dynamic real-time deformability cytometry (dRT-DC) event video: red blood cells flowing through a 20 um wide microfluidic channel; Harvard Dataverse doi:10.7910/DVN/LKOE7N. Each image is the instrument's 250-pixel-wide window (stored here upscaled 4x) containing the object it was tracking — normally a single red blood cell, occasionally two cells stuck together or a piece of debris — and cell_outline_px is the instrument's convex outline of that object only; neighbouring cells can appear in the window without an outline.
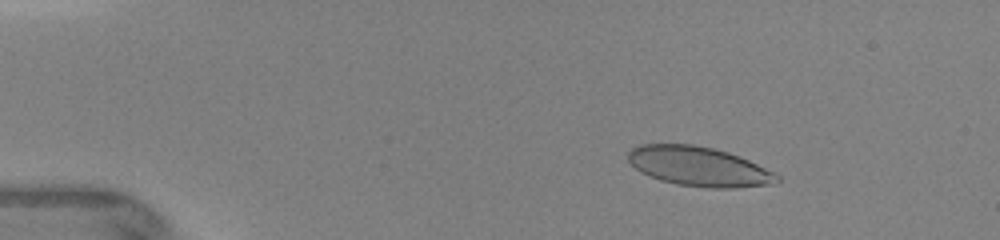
{"species": "human", "species_latin": "Homo sapiens", "temperature_condition": "warm", "stored_images_in_passage": 17, "camera_frame_rate_fps": 3000, "um_per_image_px": 0.085, "donor": {"sex": "female"}, "frame": {"image": 1, "passage_image": 11, "time_ms": 2.0, "image_size_px": [1000, 240], "cell_outline_px": [[780, 180], [768, 184], [736, 188], [708, 188], [676, 184], [660, 180], [648, 176], [640, 172], [628, 160], [628, 152], [632, 148], [640, 144], [692, 144], [712, 148], [728, 152], [748, 160], [780, 176]], "centroid_in_image_um": [59.35, 14.15], "position_along_channel_um": 25.6, "area_um2": 34.04}}